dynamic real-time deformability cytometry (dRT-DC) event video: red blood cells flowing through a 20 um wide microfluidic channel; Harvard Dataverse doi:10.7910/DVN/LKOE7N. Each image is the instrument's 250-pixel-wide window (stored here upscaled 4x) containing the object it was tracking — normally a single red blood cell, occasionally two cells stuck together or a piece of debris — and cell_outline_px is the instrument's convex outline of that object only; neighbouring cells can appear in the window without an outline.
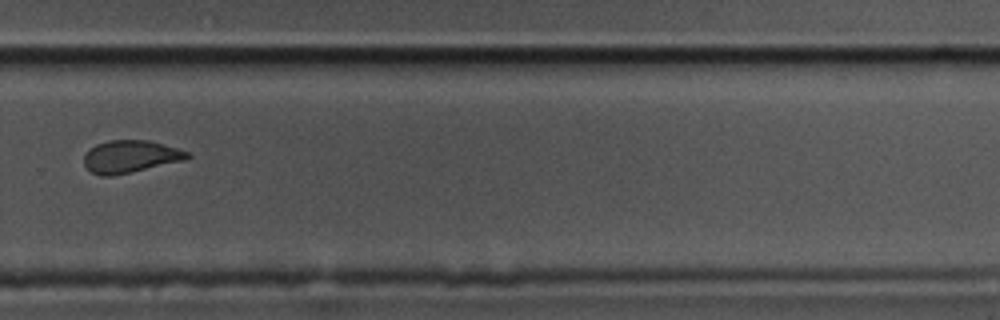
{"species": "common noctule bat (a hibernating species)", "species_latin": "Nyctalus noctula", "temperature_condition": "cold", "stored_images_in_passage": 11, "camera_frame_rate_fps": 3000, "um_per_image_px": 0.085, "animal": {"sex": "male", "body_mass_g": 17.5, "forearm_length_mm": 52.3}, "frame": {"image": 1, "passage_image": 7, "time_ms": 2.0, "image_size_px": [1000, 320], "cell_outline_px": [[192, 156], [184, 160], [132, 172], [112, 176], [100, 176], [92, 172], [84, 164], [84, 156], [96, 144], [108, 140], [148, 140], [176, 148], [188, 152]], "centroid_in_image_um": [11.08, 13.31], "position_along_channel_um": 318.7, "area_um2": 19.31}}
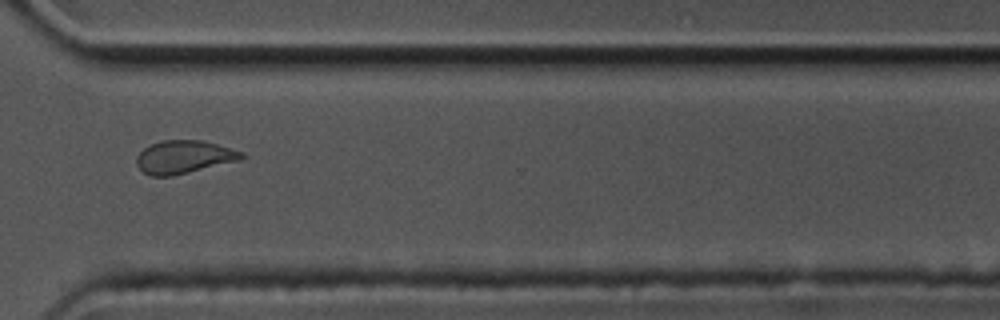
{"frame": {"image": 2, "passage_image": 8, "time_ms": 2.333, "image_size_px": [1000, 320], "cell_outline_px": [[244, 156], [240, 160], [172, 176], [148, 176], [136, 164], [136, 156], [144, 148], [152, 144], [164, 140], [200, 140], [216, 144], [244, 152]], "centroid_in_image_um": [15.62, 13.35], "position_along_channel_um": 355.0, "area_um2": 20.06}}